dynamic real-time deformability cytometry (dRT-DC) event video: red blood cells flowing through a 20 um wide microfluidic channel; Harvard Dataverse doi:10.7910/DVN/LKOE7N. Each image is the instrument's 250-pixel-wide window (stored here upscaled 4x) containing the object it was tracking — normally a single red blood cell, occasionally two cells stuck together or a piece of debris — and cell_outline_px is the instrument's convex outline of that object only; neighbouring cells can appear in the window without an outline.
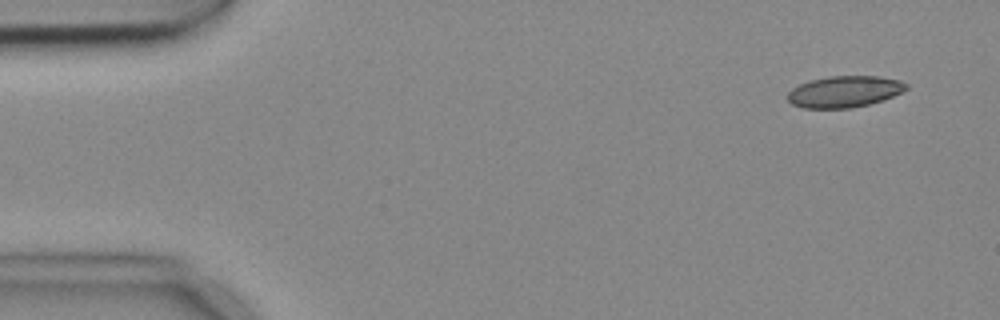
{"species": "common noctule bat (a hibernating species)", "species_latin": "Nyctalus noctula", "temperature_condition": "cold", "stored_images_in_passage": 4, "camera_frame_rate_fps": 3000, "um_per_image_px": 0.085, "animal": {"sex": "female", "body_mass_g": 18.4}, "frame": {"image": 1, "passage_image": 1, "time_ms": 0.0, "image_size_px": [1000, 320], "cell_outline_px": [[908, 88], [884, 100], [852, 108], [804, 108], [792, 104], [788, 100], [788, 92], [792, 88], [800, 84], [812, 80], [828, 76], [876, 76], [900, 80], [908, 84]], "centroid_in_image_um": [71.78, 7.79], "position_along_channel_um": 13.2, "area_um2": 21.62}}